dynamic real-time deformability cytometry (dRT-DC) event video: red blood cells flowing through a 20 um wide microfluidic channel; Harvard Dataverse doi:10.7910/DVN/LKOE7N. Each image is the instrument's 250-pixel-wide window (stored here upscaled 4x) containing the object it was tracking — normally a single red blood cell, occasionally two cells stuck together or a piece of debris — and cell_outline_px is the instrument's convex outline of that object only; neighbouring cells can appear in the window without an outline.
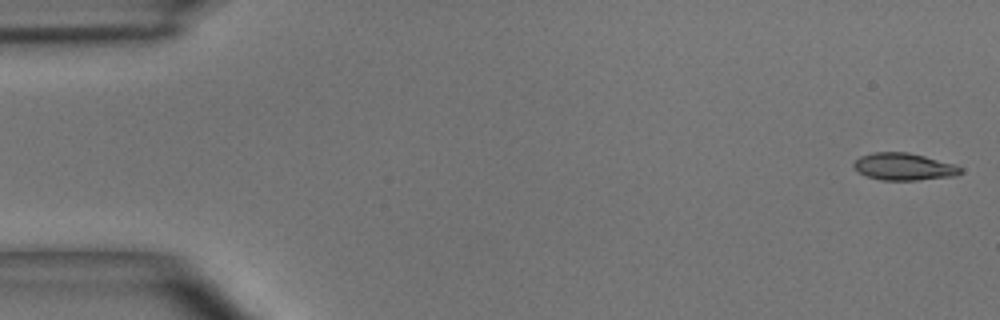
{"species": "common noctule bat (a hibernating species)", "species_latin": "Nyctalus noctula", "temperature_condition": "room temperature", "stored_images_in_passage": 5, "camera_frame_rate_fps": 3000, "um_per_image_px": 0.085, "animal": {"sex": "male", "body_mass_g": 15.6}, "frame": {"image": 1, "passage_image": 1, "time_ms": 0.0, "image_size_px": [1000, 320], "cell_outline_px": [[964, 172], [956, 176], [916, 180], [880, 180], [856, 172], [852, 164], [860, 156], [872, 152], [908, 152], [956, 164], [964, 168]], "centroid_in_image_um": [76.85, 14.17], "position_along_channel_um": 8.1, "area_um2": 17.17}}
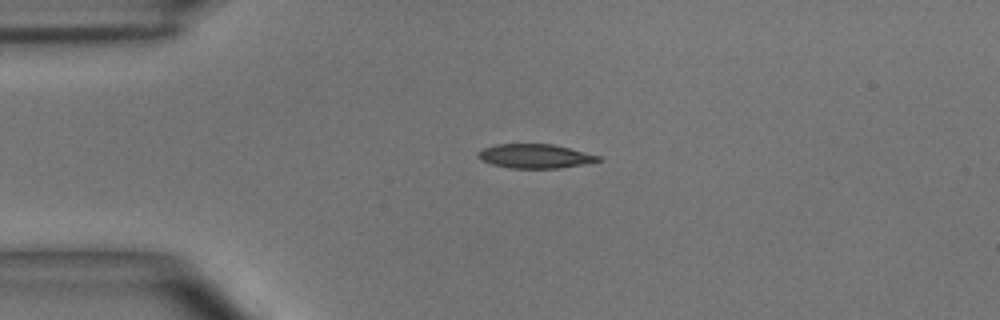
{"frame": {"image": 2, "passage_image": 4, "time_ms": 1.0, "image_size_px": [1000, 320], "cell_outline_px": [[604, 160], [560, 168], [512, 168], [492, 164], [476, 156], [476, 152], [484, 148], [496, 144], [552, 144], [600, 156]], "centroid_in_image_um": [45.47, 13.27], "position_along_channel_um": 39.5, "area_um2": 16.7}}